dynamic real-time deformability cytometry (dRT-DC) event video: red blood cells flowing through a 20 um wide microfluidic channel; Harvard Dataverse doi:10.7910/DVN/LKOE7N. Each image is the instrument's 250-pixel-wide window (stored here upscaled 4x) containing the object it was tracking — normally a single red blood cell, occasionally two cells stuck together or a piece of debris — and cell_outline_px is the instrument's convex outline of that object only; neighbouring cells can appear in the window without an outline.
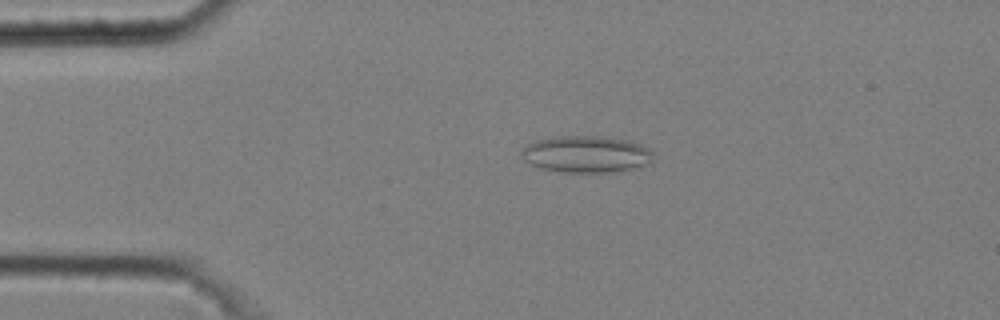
{"species": "common noctule bat (a hibernating species)", "species_latin": "Nyctalus noctula", "temperature_condition": "cold", "stored_images_in_passage": 3, "camera_frame_rate_fps": 3000, "um_per_image_px": 0.085, "animal": {"sex": "male", "body_mass_g": 20.4}, "frame": {"image": 1, "passage_image": 2, "time_ms": 0.333, "image_size_px": [1000, 320], "cell_outline_px": [[652, 164], [640, 168], [608, 172], [564, 172], [540, 168], [524, 160], [520, 156], [520, 148], [536, 140], [552, 136], [604, 136], [628, 140], [640, 144], [648, 148], [652, 152]], "centroid_in_image_um": [49.83, 13.1], "position_along_channel_um": 35.2, "area_um2": 28.67}}